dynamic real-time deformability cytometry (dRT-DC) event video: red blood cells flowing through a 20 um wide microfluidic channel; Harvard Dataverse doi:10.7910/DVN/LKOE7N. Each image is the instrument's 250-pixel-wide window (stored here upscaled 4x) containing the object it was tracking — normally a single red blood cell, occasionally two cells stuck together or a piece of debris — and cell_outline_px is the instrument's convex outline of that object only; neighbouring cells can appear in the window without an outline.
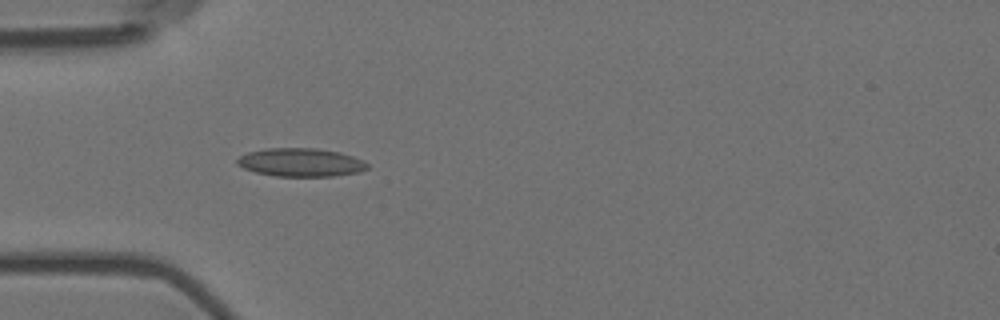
{"species": "Egyptian fruit bat (a non-hibernating species)", "species_latin": "Rousettus aegyptiacus", "temperature_condition": "room temperature", "stored_images_in_passage": 5, "camera_frame_rate_fps": 3000, "um_per_image_px": 0.085, "animal": {"sex": "female"}, "frame": {"image": 1, "passage_image": 5, "time_ms": 1.333, "image_size_px": [1000, 320], "cell_outline_px": [[368, 168], [360, 172], [332, 176], [276, 176], [256, 172], [244, 168], [236, 164], [236, 160], [240, 156], [248, 152], [264, 148], [316, 148], [340, 152], [352, 156], [368, 164]], "centroid_in_image_um": [25.54, 13.8], "position_along_channel_um": 59.5, "area_um2": 21.44}}